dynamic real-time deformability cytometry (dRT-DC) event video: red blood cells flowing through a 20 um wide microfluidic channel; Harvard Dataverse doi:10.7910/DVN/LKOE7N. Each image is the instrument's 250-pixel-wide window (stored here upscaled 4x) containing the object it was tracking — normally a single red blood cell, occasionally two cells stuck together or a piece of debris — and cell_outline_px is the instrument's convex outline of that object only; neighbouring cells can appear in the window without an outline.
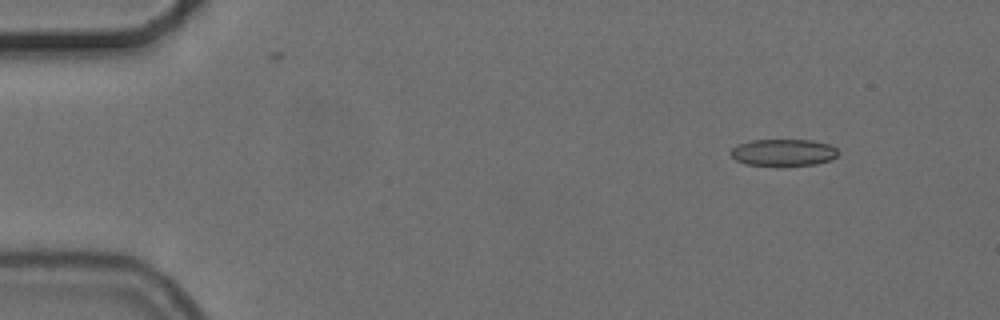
{"species": "common noctule bat (a hibernating species)", "species_latin": "Nyctalus noctula", "temperature_condition": "cold", "stored_images_in_passage": 4, "camera_frame_rate_fps": 3000, "um_per_image_px": 0.085, "animal": {"sex": "female", "body_mass_g": 24.6, "forearm_length_mm": 56.2}, "frame": {"image": 1, "passage_image": 1, "time_ms": 0.0, "image_size_px": [1000, 320], "cell_outline_px": [[840, 152], [832, 160], [816, 164], [776, 168], [744, 164], [736, 160], [728, 152], [736, 144], [752, 140], [812, 140], [828, 144], [836, 148]], "centroid_in_image_um": [66.56, 13.0], "position_along_channel_um": 18.4, "area_um2": 17.63}}
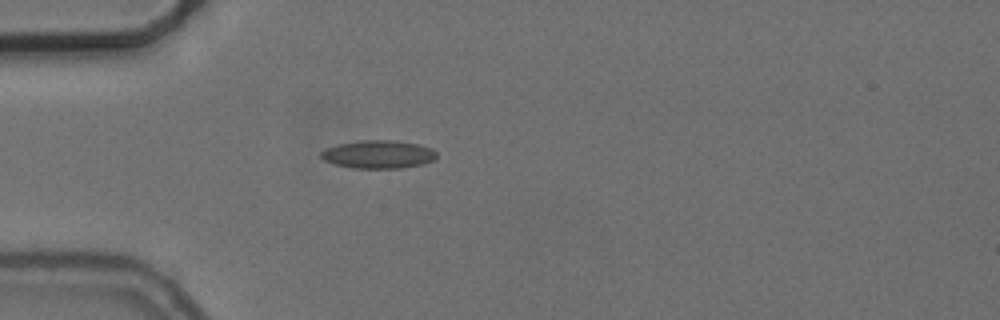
{"frame": {"image": 2, "passage_image": 4, "time_ms": 3.333, "image_size_px": [1000, 320], "cell_outline_px": [[436, 160], [424, 164], [400, 168], [352, 168], [336, 164], [324, 160], [320, 156], [320, 152], [328, 148], [340, 144], [364, 140], [396, 140], [416, 144], [432, 148], [436, 152]], "centroid_in_image_um": [32.21, 13.13], "position_along_channel_um": 52.8, "area_um2": 18.84}}